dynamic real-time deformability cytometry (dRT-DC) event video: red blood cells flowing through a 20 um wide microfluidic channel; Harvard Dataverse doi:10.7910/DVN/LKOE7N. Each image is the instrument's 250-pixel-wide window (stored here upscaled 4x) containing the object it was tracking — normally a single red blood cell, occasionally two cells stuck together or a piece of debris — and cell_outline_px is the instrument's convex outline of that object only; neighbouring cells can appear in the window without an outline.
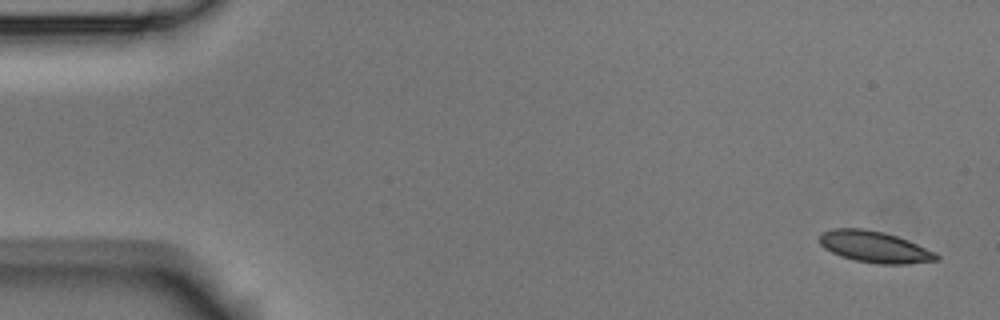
{"species": "Egyptian fruit bat (a non-hibernating species)", "species_latin": "Rousettus aegyptiacus", "temperature_condition": "room temperature", "stored_images_in_passage": 5, "camera_frame_rate_fps": 3000, "um_per_image_px": 0.085, "animal": {"sex": "male"}, "frame": {"image": 1, "passage_image": 1, "time_ms": 0.0, "image_size_px": [1000, 320], "cell_outline_px": [[940, 260], [904, 264], [880, 264], [856, 260], [840, 256], [824, 248], [820, 244], [820, 232], [836, 228], [864, 228], [884, 232], [908, 240], [936, 252], [940, 256]], "centroid_in_image_um": [74.35, 20.98], "position_along_channel_um": 10.6, "area_um2": 21.44}}
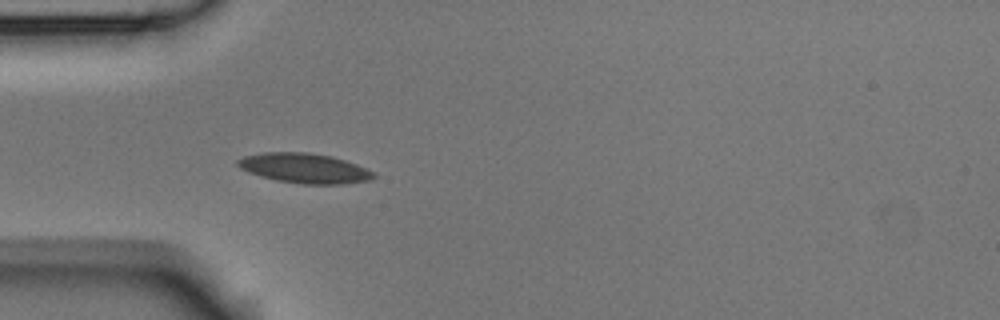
{"frame": {"image": 2, "passage_image": 5, "time_ms": 1.333, "image_size_px": [1000, 320], "cell_outline_px": [[376, 176], [368, 180], [340, 184], [300, 184], [276, 180], [260, 176], [248, 172], [240, 168], [236, 164], [236, 160], [244, 156], [264, 152], [308, 152], [332, 156], [356, 164], [376, 172]], "centroid_in_image_um": [25.86, 14.29], "position_along_channel_um": 59.1, "area_um2": 23.7}}